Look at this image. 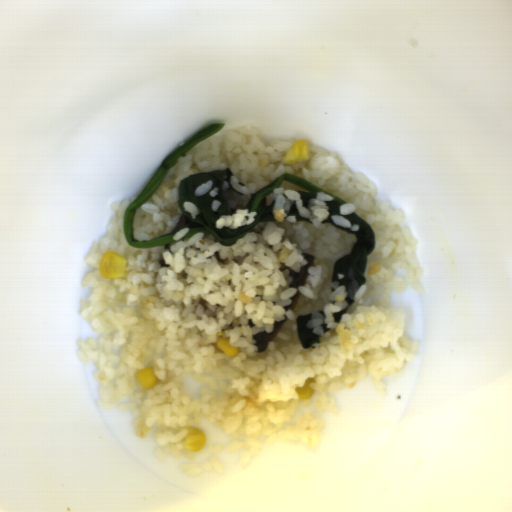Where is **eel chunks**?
I'll list each match as a JSON object with an SVG mask.
<instances>
[{
  "label": "eel chunks",
  "instance_id": "4dd315ae",
  "mask_svg": "<svg viewBox=\"0 0 512 512\" xmlns=\"http://www.w3.org/2000/svg\"><path fill=\"white\" fill-rule=\"evenodd\" d=\"M303 255H304L306 261L308 262V264L301 267L300 272L293 271L292 269L287 267L285 264L281 265V268H279L280 271L288 270L289 271L288 277L293 278V282L291 284H289V286H288L290 289H298L300 286H304L306 279L308 277L309 267L315 266V262H314L315 255L306 254V253H303Z\"/></svg>",
  "mask_w": 512,
  "mask_h": 512
},
{
  "label": "eel chunks",
  "instance_id": "57646c5b",
  "mask_svg": "<svg viewBox=\"0 0 512 512\" xmlns=\"http://www.w3.org/2000/svg\"><path fill=\"white\" fill-rule=\"evenodd\" d=\"M289 320L288 316H285L284 320H279L277 322H274V331L273 332H258L255 335H253V339L255 340V346L258 347L257 353H263L269 342H273L275 337L277 336L278 332L281 330V328L286 324V322Z\"/></svg>",
  "mask_w": 512,
  "mask_h": 512
},
{
  "label": "eel chunks",
  "instance_id": "5b157139",
  "mask_svg": "<svg viewBox=\"0 0 512 512\" xmlns=\"http://www.w3.org/2000/svg\"><path fill=\"white\" fill-rule=\"evenodd\" d=\"M193 223H196L195 220L191 219L190 217H188L187 215H185L183 213L181 215L178 223L176 224V226L173 228L172 231L175 232V231L179 230L180 228L190 225V224H193Z\"/></svg>",
  "mask_w": 512,
  "mask_h": 512
},
{
  "label": "eel chunks",
  "instance_id": "d36ff2ed",
  "mask_svg": "<svg viewBox=\"0 0 512 512\" xmlns=\"http://www.w3.org/2000/svg\"><path fill=\"white\" fill-rule=\"evenodd\" d=\"M158 263H159L160 268H168V267L170 266V265H168V264H165V260H164V258H163V259H160V260L158 261Z\"/></svg>",
  "mask_w": 512,
  "mask_h": 512
},
{
  "label": "eel chunks",
  "instance_id": "9297f934",
  "mask_svg": "<svg viewBox=\"0 0 512 512\" xmlns=\"http://www.w3.org/2000/svg\"><path fill=\"white\" fill-rule=\"evenodd\" d=\"M301 296V291H298L293 297L290 298L292 303L290 305L284 306L283 308L288 312L289 310H295L298 305L299 299Z\"/></svg>",
  "mask_w": 512,
  "mask_h": 512
},
{
  "label": "eel chunks",
  "instance_id": "3e7421f1",
  "mask_svg": "<svg viewBox=\"0 0 512 512\" xmlns=\"http://www.w3.org/2000/svg\"><path fill=\"white\" fill-rule=\"evenodd\" d=\"M214 255H215V257H216V259H217L218 263H220V264L224 265L225 260H222V259H221L219 250H216V251L214 252Z\"/></svg>",
  "mask_w": 512,
  "mask_h": 512
}]
</instances>
